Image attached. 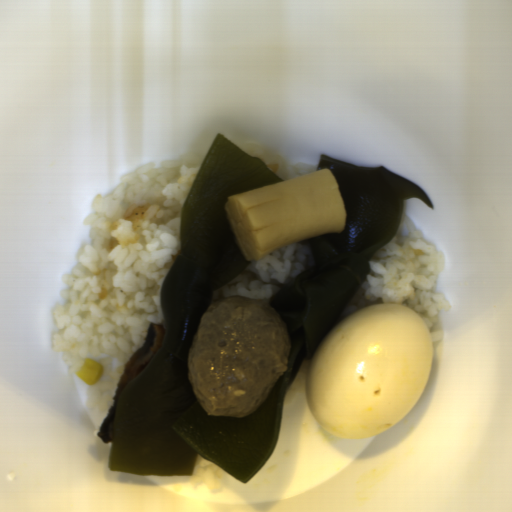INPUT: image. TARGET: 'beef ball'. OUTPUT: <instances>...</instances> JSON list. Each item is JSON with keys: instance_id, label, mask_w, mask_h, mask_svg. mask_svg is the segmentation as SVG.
<instances>
[{"instance_id": "c3f7d807", "label": "beef ball", "mask_w": 512, "mask_h": 512, "mask_svg": "<svg viewBox=\"0 0 512 512\" xmlns=\"http://www.w3.org/2000/svg\"><path fill=\"white\" fill-rule=\"evenodd\" d=\"M290 341L276 308L232 295L210 304L188 354L199 406L216 416L254 414L287 370Z\"/></svg>"}]
</instances>
